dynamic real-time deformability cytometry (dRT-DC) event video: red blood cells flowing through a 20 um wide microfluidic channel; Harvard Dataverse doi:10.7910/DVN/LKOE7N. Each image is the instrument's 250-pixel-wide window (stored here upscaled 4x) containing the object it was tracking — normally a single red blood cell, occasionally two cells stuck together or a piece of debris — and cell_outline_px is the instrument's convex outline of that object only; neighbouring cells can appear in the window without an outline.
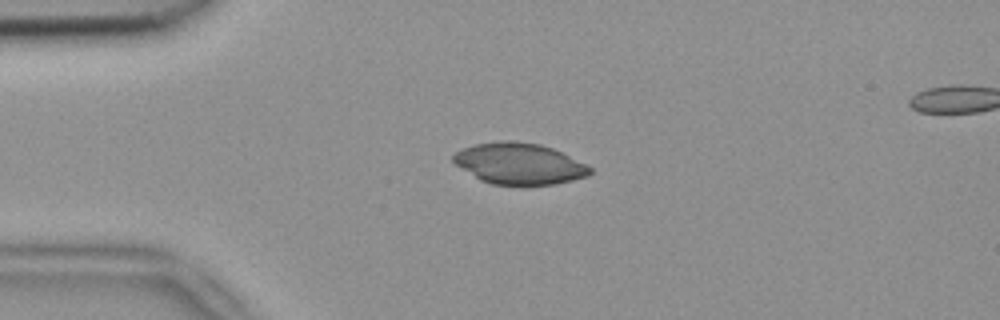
{"species": "common noctule bat (a hibernating species)", "species_latin": "Nyctalus noctula", "temperature_condition": "room temperature", "stored_images_in_passage": 3, "segment_of_instrument_passage": [1, 2], "camera_frame_rate_fps": 3000, "um_per_image_px": 0.085, "animal": {"sex": "female", "body_mass_g": 18.4}, "frame": {"image": 1, "passage_image": 1, "time_ms": 0.0, "image_size_px": [1000, 320], "cell_outline_px": [[592, 172], [588, 176], [572, 180], [552, 184], [520, 188], [492, 184], [480, 180], [456, 164], [452, 160], [452, 156], [456, 152], [464, 148], [476, 144], [500, 140], [512, 140], [540, 144], [552, 148], [592, 168]], "centroid_in_image_um": [44.12, 13.94], "position_along_channel_um": 40.9, "area_um2": 33.23}}